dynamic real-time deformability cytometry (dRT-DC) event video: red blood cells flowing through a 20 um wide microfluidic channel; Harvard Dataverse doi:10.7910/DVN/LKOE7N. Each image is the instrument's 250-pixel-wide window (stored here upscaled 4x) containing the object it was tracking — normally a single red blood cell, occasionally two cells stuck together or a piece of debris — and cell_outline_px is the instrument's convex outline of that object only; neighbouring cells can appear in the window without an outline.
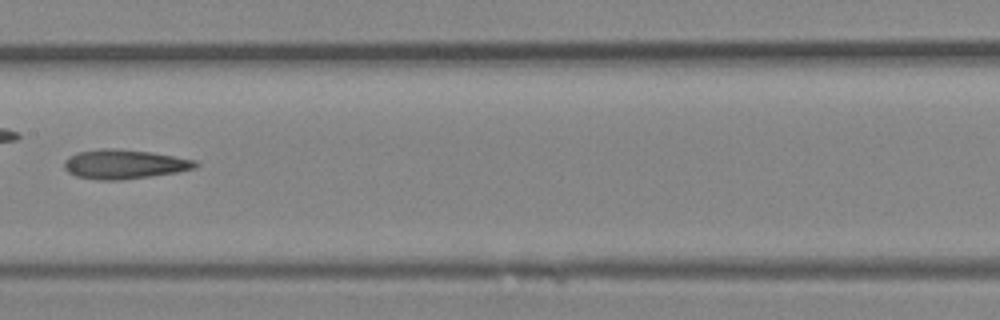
{"species": "Egyptian fruit bat (a non-hibernating species)", "species_latin": "Rousettus aegyptiacus", "temperature_condition": "room temperature", "stored_images_in_passage": 22, "camera_frame_rate_fps": 3000, "um_per_image_px": 0.085, "animal": {"sex": "female"}, "frame": {"image": 1, "passage_image": 10, "time_ms": 3.0, "image_size_px": [1000, 320], "cell_outline_px": [[200, 164], [196, 168], [176, 172], [124, 180], [96, 180], [76, 176], [68, 172], [64, 168], [64, 160], [68, 156], [76, 152], [104, 148], [112, 148], [152, 152], [196, 160]], "centroid_in_image_um": [10.55, 13.96], "position_along_channel_um": 196.9, "area_um2": 22.6}}
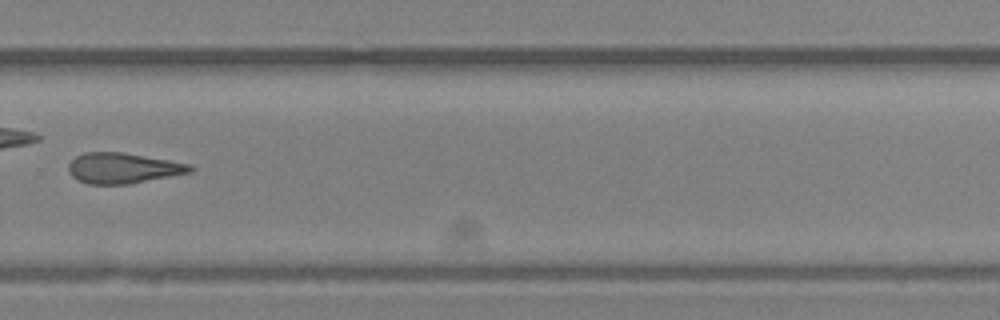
{"frame": {"image": 2, "passage_image": 16, "time_ms": 5.0, "image_size_px": [1000, 320], "cell_outline_px": [[196, 168], [192, 172], [128, 184], [88, 184], [76, 180], [68, 172], [68, 164], [76, 156], [84, 152], [124, 152], [192, 164]], "centroid_in_image_um": [10.46, 14.28], "position_along_channel_um": 319.3, "area_um2": 21.85}}